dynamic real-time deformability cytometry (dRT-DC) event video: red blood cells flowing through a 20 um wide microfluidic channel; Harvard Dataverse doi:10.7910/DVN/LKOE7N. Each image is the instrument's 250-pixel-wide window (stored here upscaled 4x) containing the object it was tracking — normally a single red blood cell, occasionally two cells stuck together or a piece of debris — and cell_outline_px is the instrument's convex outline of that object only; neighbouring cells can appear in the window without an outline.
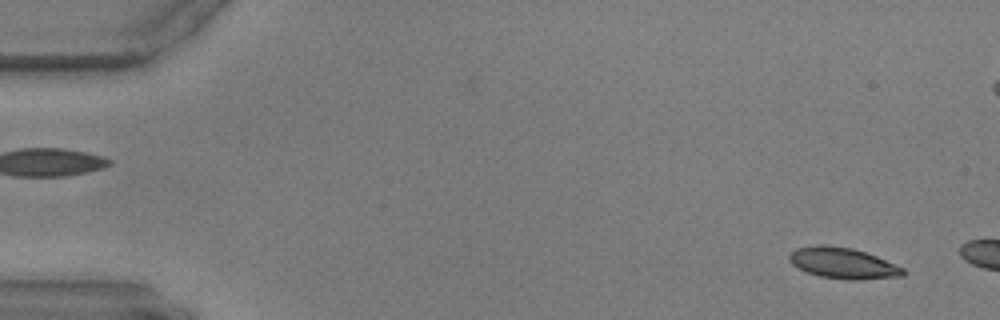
{"species": "common noctule bat (a hibernating species)", "species_latin": "Nyctalus noctula", "temperature_condition": "warm", "stored_images_in_passage": 6, "camera_frame_rate_fps": 3000, "um_per_image_px": 0.085, "animal": {"sex": "male", "body_mass_g": 17.9, "forearm_length_mm": 54.2}, "frame": {"image": 1, "passage_image": 2, "time_ms": 0.333, "image_size_px": [1000, 320], "cell_outline_px": [[904, 276], [856, 280], [848, 280], [820, 276], [808, 272], [792, 264], [788, 260], [788, 256], [796, 248], [820, 244], [852, 248], [876, 256], [904, 268]], "centroid_in_image_um": [71.65, 22.37], "position_along_channel_um": 13.4, "area_um2": 20.35}}